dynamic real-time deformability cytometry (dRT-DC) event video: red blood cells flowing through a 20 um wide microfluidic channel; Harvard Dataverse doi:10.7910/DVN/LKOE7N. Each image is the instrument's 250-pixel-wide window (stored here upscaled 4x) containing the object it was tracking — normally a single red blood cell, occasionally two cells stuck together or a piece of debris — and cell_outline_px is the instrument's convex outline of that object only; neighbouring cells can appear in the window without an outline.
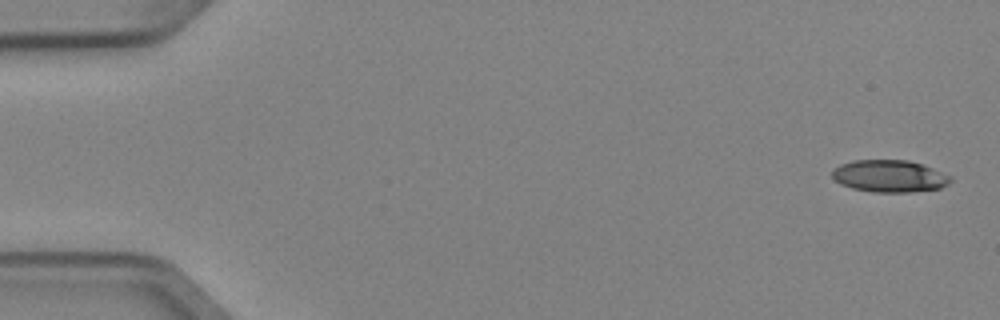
{"species": "Egyptian fruit bat (a non-hibernating species)", "species_latin": "Rousettus aegyptiacus", "temperature_condition": "cold", "stored_images_in_passage": 6, "segment_of_instrument_passage": [1, 2], "camera_frame_rate_fps": 3000, "um_per_image_px": 0.085, "animal": {"sex": "female"}, "frame": {"image": 1, "passage_image": 1, "time_ms": 0.0, "image_size_px": [1000, 320], "cell_outline_px": [[952, 180], [948, 184], [940, 188], [912, 192], [872, 192], [852, 188], [840, 184], [832, 176], [832, 168], [840, 164], [852, 160], [908, 160], [932, 168], [952, 176]], "centroid_in_image_um": [75.59, 14.97], "position_along_channel_um": 9.4, "area_um2": 22.25}}
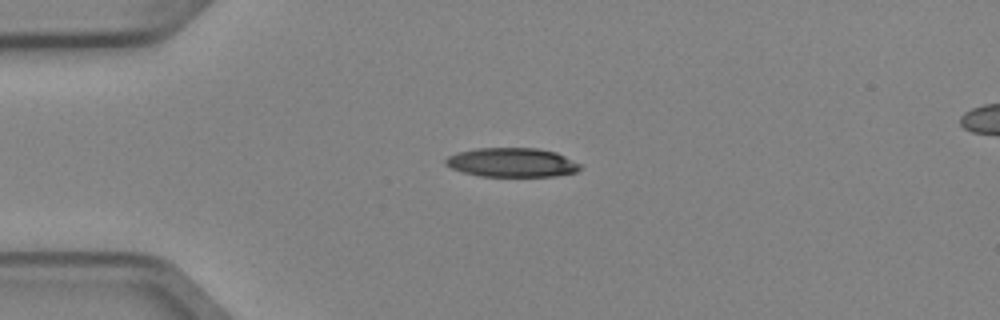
{"frame": {"image": 2, "passage_image": 4, "time_ms": 1.0, "image_size_px": [1000, 320], "cell_outline_px": [[584, 168], [576, 172], [556, 176], [480, 176], [464, 172], [452, 168], [444, 164], [444, 160], [448, 156], [456, 152], [476, 148], [536, 148], [556, 152], [580, 164]], "centroid_in_image_um": [43.51, 13.81], "position_along_channel_um": 41.5, "area_um2": 22.89}}